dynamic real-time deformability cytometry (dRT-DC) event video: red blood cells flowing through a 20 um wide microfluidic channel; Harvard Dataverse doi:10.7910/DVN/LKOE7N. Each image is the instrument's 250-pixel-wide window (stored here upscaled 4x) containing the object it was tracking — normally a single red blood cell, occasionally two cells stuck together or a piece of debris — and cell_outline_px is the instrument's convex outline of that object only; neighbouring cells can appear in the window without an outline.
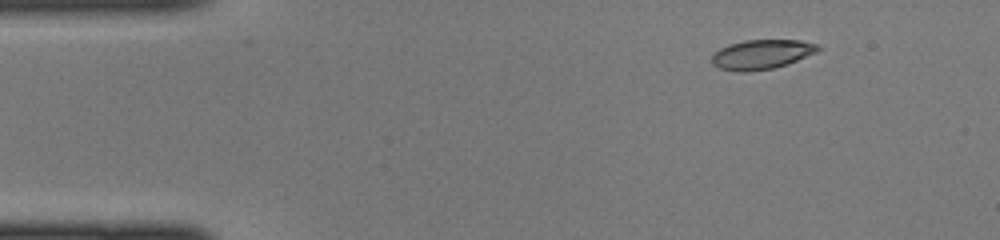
{"species": "common noctule bat (a hibernating species)", "species_latin": "Nyctalus noctula", "temperature_condition": "cold", "stored_images_in_passage": 40, "camera_frame_rate_fps": 3000, "um_per_image_px": 0.085, "animal": {"sex": "female", "body_mass_g": 22.0, "forearm_length_mm": 56.7}, "frame": {"image": 1, "passage_image": 1, "time_ms": 0.0, "image_size_px": [1000, 240], "cell_outline_px": [[820, 48], [816, 52], [788, 64], [772, 68], [744, 72], [736, 72], [720, 68], [712, 64], [712, 56], [720, 48], [728, 44], [744, 40], [800, 40], [820, 44]], "centroid_in_image_um": [64.74, 4.61], "position_along_channel_um": 20.3, "area_um2": 18.26}}
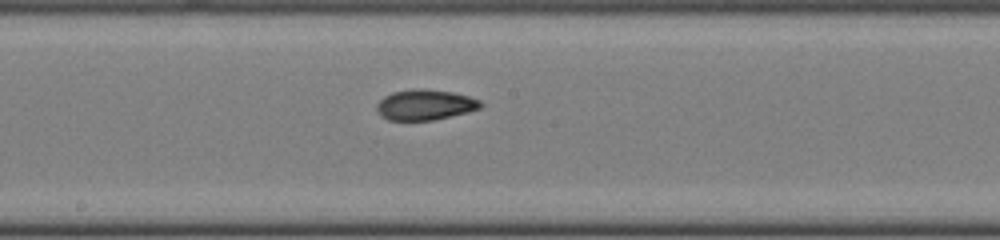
{"frame": {"image": 2, "passage_image": 19, "time_ms": 6.0, "image_size_px": [1000, 240], "cell_outline_px": [[484, 104], [480, 108], [468, 112], [432, 120], [388, 120], [380, 116], [376, 108], [376, 104], [384, 96], [392, 92], [412, 88], [420, 88], [452, 92], [468, 96], [480, 100]], "centroid_in_image_um": [36.11, 8.9], "position_along_channel_um": 212.1, "area_um2": 18.55}}
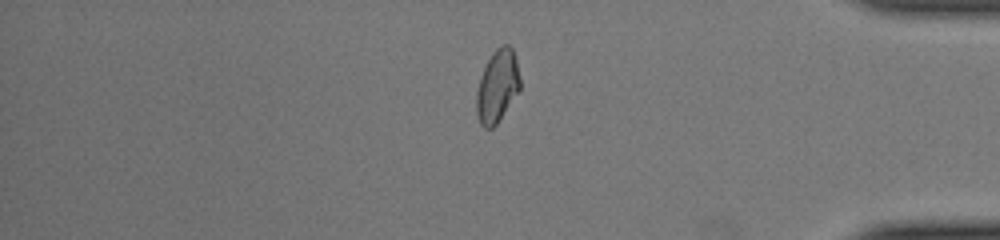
{"frame": {"image": 3, "passage_image": 33, "time_ms": 10.667, "image_size_px": [1000, 240], "cell_outline_px": [[520, 88], [496, 124], [492, 128], [484, 128], [480, 124], [476, 112], [476, 92], [480, 76], [492, 52], [496, 48], [504, 44], [508, 44], [512, 48], [516, 60], [520, 80]], "centroid_in_image_um": [42.25, 7.31], "position_along_channel_um": 393.0, "area_um2": 18.21}}